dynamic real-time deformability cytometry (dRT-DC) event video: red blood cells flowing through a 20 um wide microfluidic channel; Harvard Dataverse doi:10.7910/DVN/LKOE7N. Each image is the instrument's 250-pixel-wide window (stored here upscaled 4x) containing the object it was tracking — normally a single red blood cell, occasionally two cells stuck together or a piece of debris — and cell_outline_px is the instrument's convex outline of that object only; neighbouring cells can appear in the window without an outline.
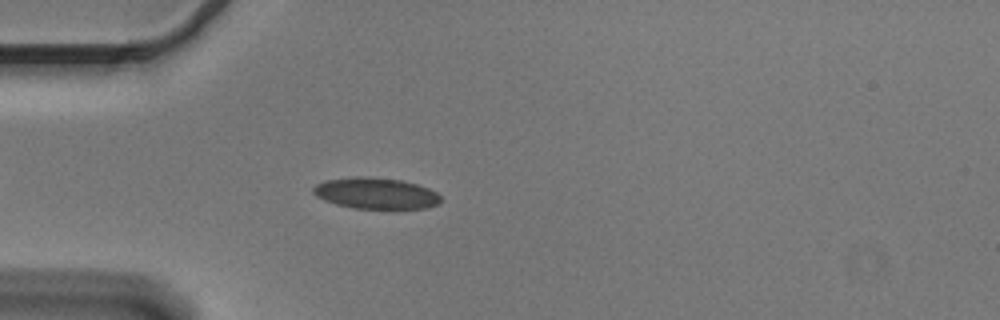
{"species": "Egyptian fruit bat (a non-hibernating species)", "species_latin": "Rousettus aegyptiacus", "temperature_condition": "cold", "stored_images_in_passage": 47, "camera_frame_rate_fps": 3000, "um_per_image_px": 0.085, "animal": {"sex": "male"}, "frame": {"image": 1, "passage_image": 8, "time_ms": 2.333, "image_size_px": [1000, 320], "cell_outline_px": [[440, 204], [424, 208], [352, 208], [336, 204], [324, 200], [316, 196], [312, 192], [312, 188], [316, 184], [324, 180], [356, 176], [368, 176], [400, 180], [416, 184], [428, 188], [436, 192], [440, 196]], "centroid_in_image_um": [31.91, 16.42], "position_along_channel_um": 53.1, "area_um2": 23.18}}
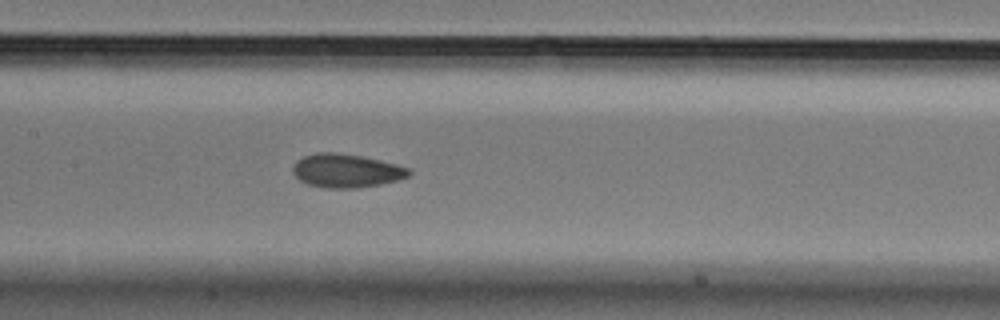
{"frame": {"image": 2, "passage_image": 19, "time_ms": 6.0, "image_size_px": [1000, 320], "cell_outline_px": [[412, 172], [408, 176], [396, 180], [380, 184], [356, 188], [324, 188], [308, 184], [300, 180], [292, 172], [292, 168], [296, 160], [304, 156], [316, 152], [336, 152], [360, 156], [380, 160], [396, 164], [408, 168]], "centroid_in_image_um": [29.4, 14.51], "position_along_channel_um": 178.0, "area_um2": 22.66}}
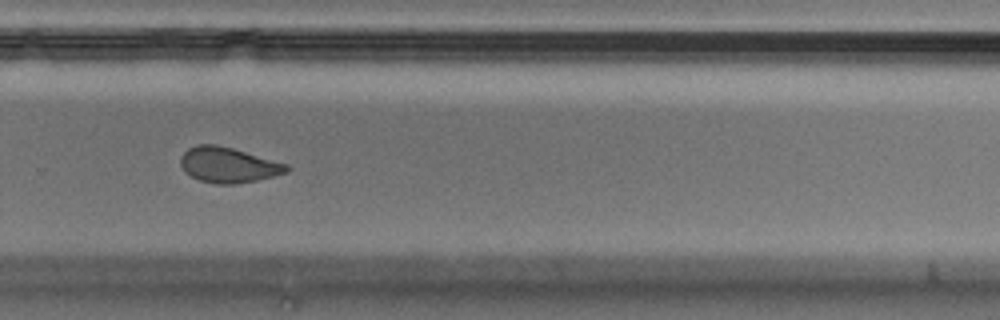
{"frame": {"image": 3, "passage_image": 30, "time_ms": 9.667, "image_size_px": [1000, 320], "cell_outline_px": [[292, 168], [288, 172], [256, 180], [236, 184], [216, 184], [200, 180], [184, 172], [180, 164], [180, 156], [188, 148], [196, 144], [216, 144], [232, 148], [288, 164]], "centroid_in_image_um": [19.39, 14.01], "position_along_channel_um": 310.4, "area_um2": 21.91}, "authors_computed_cell_mechanics": {"area_um2": 22.6576, "velocity_mm_per_s": 3.6282, "shape_relaxation_time_tau1_ms": 9.9789, "shape_relaxation_time_tau2_ms": 2.3382, "deformation_change_tau1": 0.1867, "deformation_change_tau2": 0.0652}}